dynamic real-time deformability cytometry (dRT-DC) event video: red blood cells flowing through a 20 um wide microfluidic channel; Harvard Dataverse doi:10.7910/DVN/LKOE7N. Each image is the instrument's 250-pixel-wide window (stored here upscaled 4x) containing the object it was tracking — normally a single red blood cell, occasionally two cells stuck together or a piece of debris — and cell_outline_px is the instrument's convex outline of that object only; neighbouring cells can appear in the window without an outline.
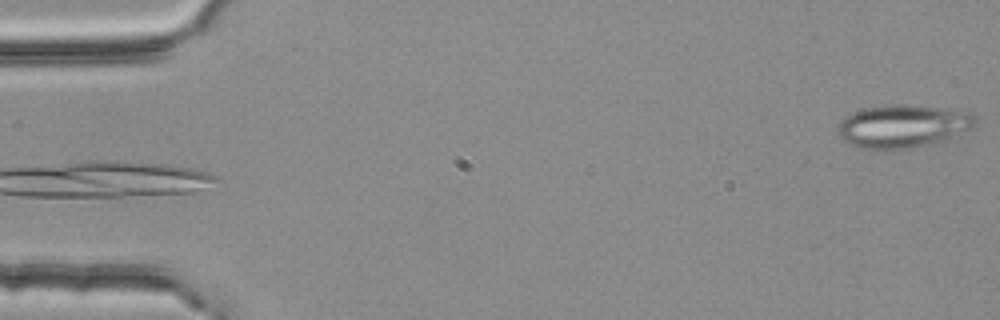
{"species": "common noctule bat (a hibernating species)", "species_latin": "Nyctalus noctula", "temperature_condition": "room temperature", "stored_images_in_passage": 3, "camera_frame_rate_fps": 3000, "um_per_image_px": 0.085, "animal": {"sex": "female", "body_mass_g": 25.1}, "frame": {"image": 1, "passage_image": 3, "time_ms": 0.667, "image_size_px": [1000, 320], "cell_outline_px": [[980, 124], [972, 128], [944, 140], [908, 148], [884, 152], [872, 152], [860, 148], [844, 140], [836, 132], [836, 128], [852, 112], [868, 108], [896, 104], [908, 104], [972, 112], [976, 116]], "centroid_in_image_um": [76.76, 10.75], "position_along_channel_um": 8.2, "area_um2": 34.8}}